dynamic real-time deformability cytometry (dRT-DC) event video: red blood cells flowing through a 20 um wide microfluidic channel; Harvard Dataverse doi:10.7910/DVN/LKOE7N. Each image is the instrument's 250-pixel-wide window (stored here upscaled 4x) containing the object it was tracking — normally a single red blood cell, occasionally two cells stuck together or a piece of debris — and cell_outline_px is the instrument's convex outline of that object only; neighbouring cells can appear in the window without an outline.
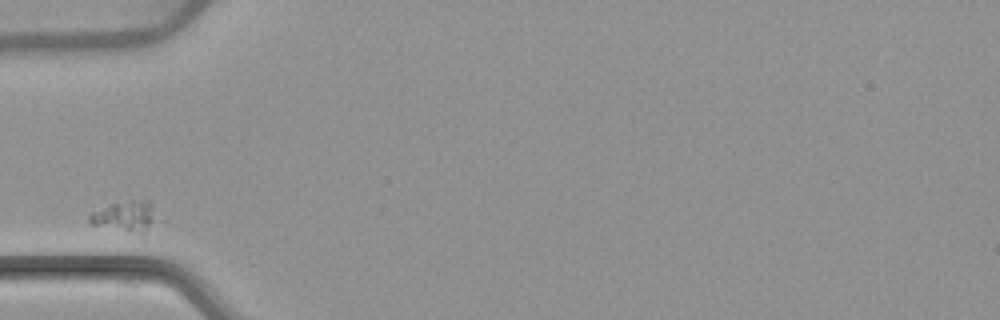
{"species": "common noctule bat (a hibernating species)", "species_latin": "Nyctalus noctula", "temperature_condition": "warm", "stored_images_in_passage": 5, "camera_frame_rate_fps": 3000, "um_per_image_px": 0.085, "animal": {"sex": "female", "body_mass_g": 22.7, "forearm_length_mm": 54.2}, "frame": {"image": 1, "passage_image": 1, "time_ms": 0.0, "image_size_px": [1000, 320], "cell_outline_px": [[152, 208], [144, 240], [92, 224], [88, 220], [88, 216], [92, 212], [112, 204], [132, 200], [148, 200], [152, 204]], "centroid_in_image_um": [10.58, 18.5], "position_along_channel_um": 74.4, "area_um2": 12.14}}
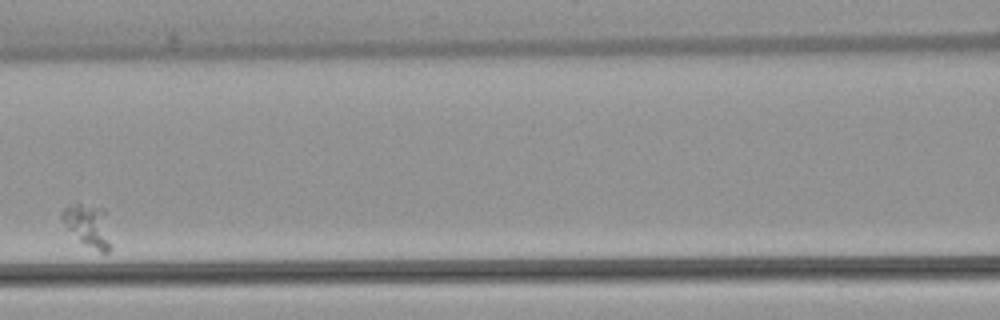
{"frame": {"image": 2, "passage_image": 3, "time_ms": 2.667, "image_size_px": [1000, 320], "cell_outline_px": [[108, 252], [100, 252], [80, 240], [68, 228], [60, 216], [60, 212], [64, 208], [76, 204], [80, 204], [104, 208], [108, 244]], "centroid_in_image_um": [7.43, 19.13], "position_along_channel_um": 159.2, "area_um2": 11.16}}
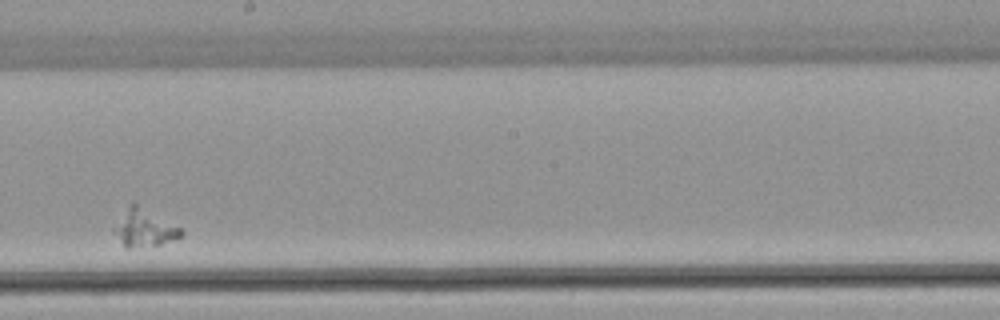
{"frame": {"image": 3, "passage_image": 5, "time_ms": 5.0, "image_size_px": [1000, 320], "cell_outline_px": [[184, 236], [160, 244], [128, 248], [124, 248], [112, 232], [112, 228], [128, 204], [136, 204], [180, 228], [184, 232]], "centroid_in_image_um": [12.2, 19.41], "position_along_channel_um": 236.0, "area_um2": 14.39}}